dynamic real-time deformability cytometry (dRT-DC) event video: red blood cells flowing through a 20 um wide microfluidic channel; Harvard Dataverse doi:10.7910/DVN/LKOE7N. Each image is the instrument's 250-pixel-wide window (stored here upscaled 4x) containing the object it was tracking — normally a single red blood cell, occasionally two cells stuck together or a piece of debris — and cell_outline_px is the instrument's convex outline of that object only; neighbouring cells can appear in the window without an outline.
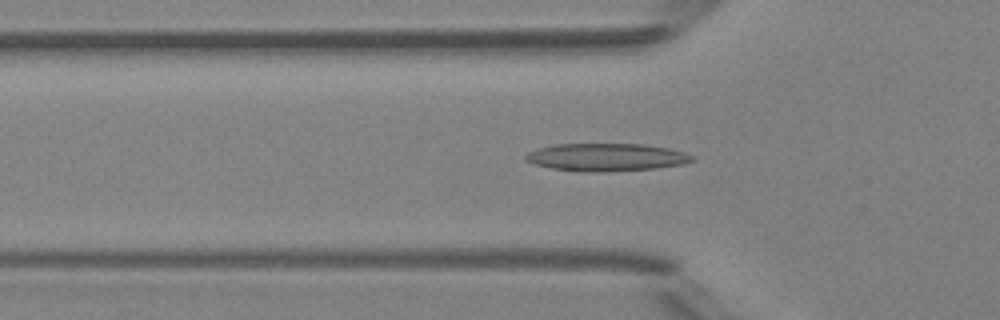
{"species": "Egyptian fruit bat (a non-hibernating species)", "species_latin": "Rousettus aegyptiacus", "temperature_condition": "room temperature", "stored_images_in_passage": 48, "camera_frame_rate_fps": 3000, "um_per_image_px": 0.085, "animal": {"sex": "female"}, "frame": {"image": 1, "passage_image": 16, "time_ms": 5.0, "image_size_px": [1000, 320], "cell_outline_px": [[692, 160], [684, 164], [656, 168], [608, 172], [576, 172], [552, 168], [532, 164], [524, 160], [524, 156], [528, 152], [540, 148], [556, 144], [644, 144], [668, 148], [684, 152], [692, 156]], "centroid_in_image_um": [51.49, 13.37], "position_along_channel_um": 74.3, "area_um2": 27.05}}
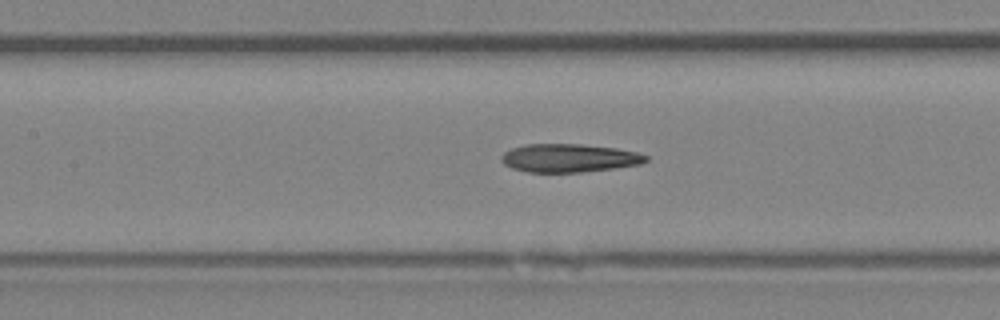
{"frame": {"image": 2, "passage_image": 22, "time_ms": 7.0, "image_size_px": [1000, 320], "cell_outline_px": [[648, 160], [640, 164], [612, 168], [580, 172], [528, 172], [512, 168], [504, 164], [500, 160], [500, 156], [504, 152], [512, 148], [524, 144], [580, 144], [616, 148], [636, 152], [648, 156]], "centroid_in_image_um": [48.33, 13.43], "position_along_channel_um": 159.1, "area_um2": 23.76}}
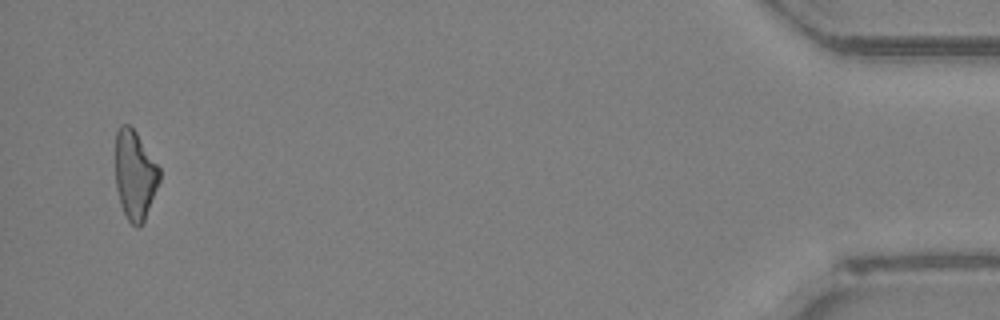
{"frame": {"image": 3, "passage_image": 47, "time_ms": 15.333, "image_size_px": [1000, 320], "cell_outline_px": [[160, 180], [144, 224], [140, 228], [136, 228], [128, 220], [120, 204], [116, 188], [116, 132], [120, 124], [128, 124], [136, 132], [160, 168]], "centroid_in_image_um": [11.47, 14.92], "position_along_channel_um": 423.7, "area_um2": 23.06}, "authors_computed_cell_mechanics": {"area_um2": 24.3049, "velocity_mm_per_s": 4.2181, "shape_relaxation_time_tau1_ms": null, "shape_relaxation_time_tau2_ms": 6.2946, "deformation_change_tau1": null, "deformation_change_tau2": 0.2001}}